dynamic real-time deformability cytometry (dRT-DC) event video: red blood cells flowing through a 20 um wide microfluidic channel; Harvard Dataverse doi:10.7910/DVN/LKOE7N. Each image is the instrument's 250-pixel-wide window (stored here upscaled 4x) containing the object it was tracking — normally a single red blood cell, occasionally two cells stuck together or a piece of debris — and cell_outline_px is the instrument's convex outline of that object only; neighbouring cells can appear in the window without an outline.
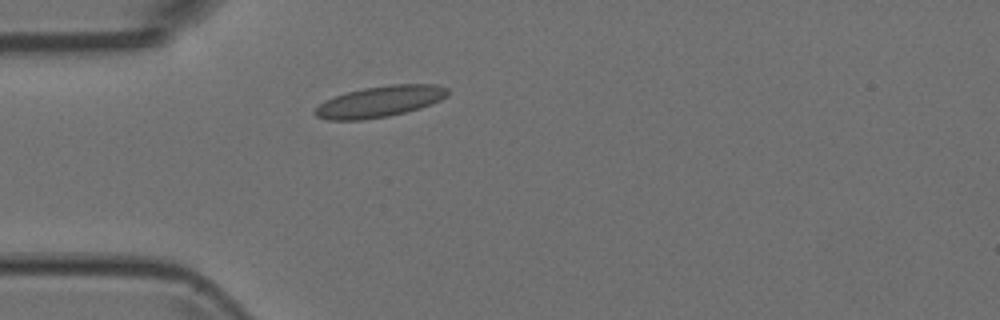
{"species": "Egyptian fruit bat (a non-hibernating species)", "species_latin": "Rousettus aegyptiacus", "temperature_condition": "room temperature", "stored_images_in_passage": 1, "camera_frame_rate_fps": 3000, "um_per_image_px": 0.085, "animal": {"sex": "female"}, "frame": {"image": 1, "passage_image": 1, "time_ms": 0.0, "image_size_px": [1000, 320], "cell_outline_px": [[448, 96], [432, 104], [420, 108], [388, 116], [360, 120], [328, 120], [316, 116], [312, 112], [324, 100], [348, 92], [364, 88], [392, 84], [436, 84], [448, 88]], "centroid_in_image_um": [32.3, 8.63], "position_along_channel_um": 52.7, "area_um2": 23.99}}